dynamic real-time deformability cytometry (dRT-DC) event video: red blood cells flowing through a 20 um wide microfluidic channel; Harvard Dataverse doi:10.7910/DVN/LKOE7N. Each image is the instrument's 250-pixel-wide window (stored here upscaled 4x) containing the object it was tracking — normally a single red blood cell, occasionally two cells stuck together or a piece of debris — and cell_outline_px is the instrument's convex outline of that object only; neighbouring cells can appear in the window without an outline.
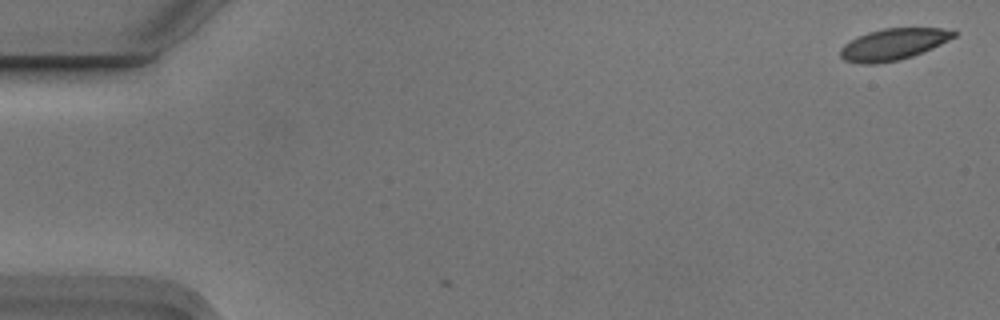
{"species": "Egyptian fruit bat (a non-hibernating species)", "species_latin": "Rousettus aegyptiacus", "temperature_condition": "cold", "stored_images_in_passage": 2, "camera_frame_rate_fps": 3000, "um_per_image_px": 0.085, "animal": {"sex": "male"}, "frame": {"image": 1, "passage_image": 1, "time_ms": 0.0, "image_size_px": [1000, 320], "cell_outline_px": [[956, 36], [932, 48], [912, 56], [900, 60], [876, 64], [860, 64], [844, 60], [840, 56], [840, 48], [844, 44], [856, 36], [868, 32], [884, 28], [940, 28], [956, 32]], "centroid_in_image_um": [75.87, 3.77], "position_along_channel_um": 9.1, "area_um2": 20.81}}